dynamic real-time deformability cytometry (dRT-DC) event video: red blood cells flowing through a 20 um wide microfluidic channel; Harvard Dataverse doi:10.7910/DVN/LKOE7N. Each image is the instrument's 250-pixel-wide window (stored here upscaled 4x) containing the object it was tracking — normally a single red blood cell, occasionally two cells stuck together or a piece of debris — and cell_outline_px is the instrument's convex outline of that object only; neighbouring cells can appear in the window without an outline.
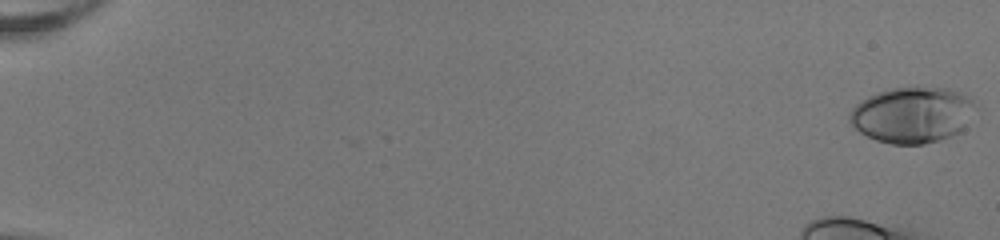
{"species": "human", "species_latin": "Homo sapiens", "temperature_condition": "room temperature", "stored_images_in_passage": 43, "camera_frame_rate_fps": 3000, "um_per_image_px": 0.085, "donor": {"sex": "female"}, "frame": {"image": 1, "passage_image": 1, "time_ms": 0.0, "image_size_px": [1000, 240], "cell_outline_px": [[976, 108], [964, 128], [960, 132], [952, 136], [940, 140], [924, 144], [892, 144], [876, 140], [860, 132], [848, 120], [848, 116], [852, 108], [860, 100], [868, 96], [892, 88], [948, 88], [960, 92], [968, 96], [972, 100]], "centroid_in_image_um": [77.55, 9.77], "position_along_channel_um": 7.4, "area_um2": 40.92}}